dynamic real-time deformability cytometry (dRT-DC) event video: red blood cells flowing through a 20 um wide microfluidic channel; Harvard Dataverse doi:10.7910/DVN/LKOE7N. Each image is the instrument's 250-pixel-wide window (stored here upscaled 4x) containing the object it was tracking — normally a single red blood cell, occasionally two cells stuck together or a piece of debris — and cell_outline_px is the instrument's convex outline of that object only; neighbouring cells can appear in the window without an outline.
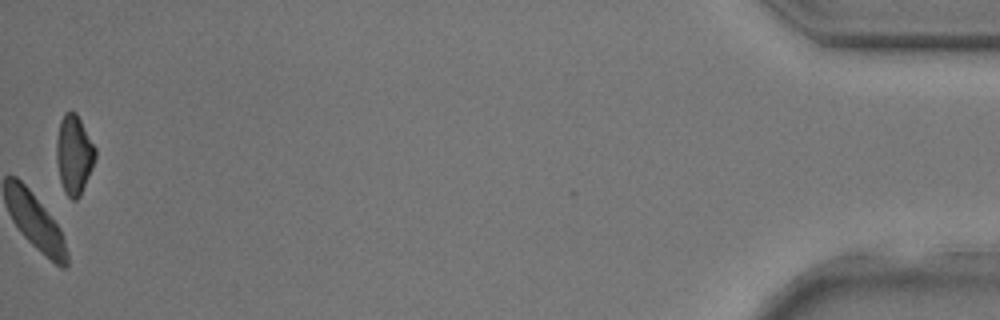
{"species": "common noctule bat (a hibernating species)", "species_latin": "Nyctalus noctula", "temperature_condition": "room temperature", "stored_images_in_passage": 35, "camera_frame_rate_fps": 3000, "um_per_image_px": 0.085, "animal": {"sex": "male", "body_mass_g": 17.9, "forearm_length_mm": 54.2}, "frame": {"image": 1, "passage_image": 35, "time_ms": 11.333, "image_size_px": [1000, 320], "cell_outline_px": [[96, 156], [92, 168], [80, 196], [76, 200], [72, 200], [64, 192], [60, 180], [56, 160], [56, 140], [60, 120], [64, 112], [76, 112], [96, 148]], "centroid_in_image_um": [6.28, 13.14], "position_along_channel_um": 428.9, "area_um2": 17.98}}